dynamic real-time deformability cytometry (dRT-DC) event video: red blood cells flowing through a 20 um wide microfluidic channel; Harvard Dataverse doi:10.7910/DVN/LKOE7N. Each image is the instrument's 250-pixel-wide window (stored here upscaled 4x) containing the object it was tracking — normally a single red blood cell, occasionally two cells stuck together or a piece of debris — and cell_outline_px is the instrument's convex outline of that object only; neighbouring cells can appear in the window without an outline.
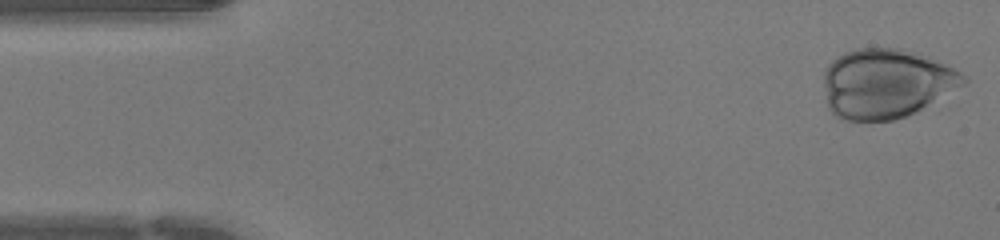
{"species": "human", "species_latin": "Homo sapiens", "temperature_condition": "warm", "stored_images_in_passage": 35, "camera_frame_rate_fps": 3000, "um_per_image_px": 0.085, "donor": {"sex": "female"}, "frame": {"image": 1, "passage_image": 1, "time_ms": 0.0, "image_size_px": [1000, 240], "cell_outline_px": [[968, 80], [964, 84], [916, 112], [908, 116], [892, 120], [840, 120], [828, 108], [824, 84], [824, 72], [828, 64], [832, 60], [844, 52], [856, 48], [904, 48], [928, 56], [968, 76]], "centroid_in_image_um": [75.31, 7.08], "position_along_channel_um": 9.7, "area_um2": 56.64}}
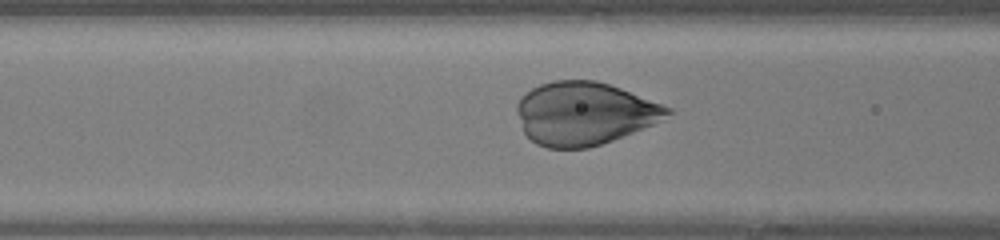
{"frame": {"image": 2, "passage_image": 16, "time_ms": 5.0, "image_size_px": [1000, 240], "cell_outline_px": [[672, 112], [652, 124], [612, 140], [588, 148], [548, 148], [536, 144], [524, 132], [516, 112], [516, 104], [520, 96], [532, 88], [540, 84], [552, 80], [596, 80], [620, 88], [672, 108]], "centroid_in_image_um": [49.61, 9.63], "position_along_channel_um": 117.0, "area_um2": 54.85}}
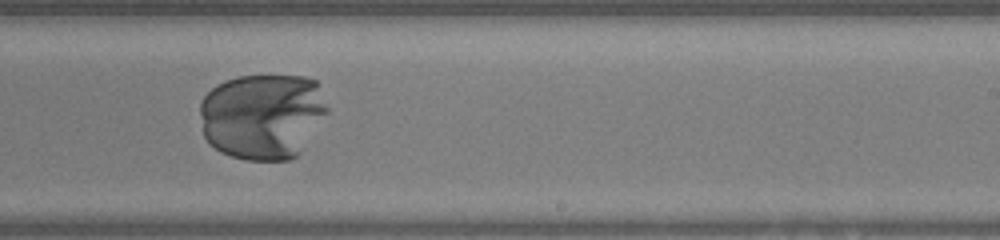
{"frame": {"image": 3, "passage_image": 26, "time_ms": 8.333, "image_size_px": [1000, 240], "cell_outline_px": [[328, 112], [300, 152], [296, 156], [288, 160], [244, 160], [220, 152], [208, 144], [204, 136], [200, 112], [200, 100], [216, 84], [224, 80], [240, 76], [304, 76], [316, 80], [328, 108]], "centroid_in_image_um": [22.3, 9.87], "position_along_channel_um": 266.7, "area_um2": 64.22}}